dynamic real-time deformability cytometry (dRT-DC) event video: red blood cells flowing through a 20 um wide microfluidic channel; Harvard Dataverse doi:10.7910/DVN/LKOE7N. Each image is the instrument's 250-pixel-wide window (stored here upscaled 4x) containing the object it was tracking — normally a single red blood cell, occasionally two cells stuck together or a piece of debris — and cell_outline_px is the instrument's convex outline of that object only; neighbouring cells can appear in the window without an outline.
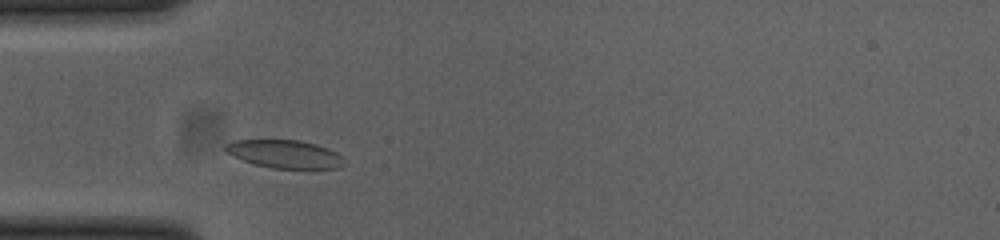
{"species": "common noctule bat (a hibernating species)", "species_latin": "Nyctalus noctula", "temperature_condition": "cold", "stored_images_in_passage": 33, "camera_frame_rate_fps": 3000, "um_per_image_px": 0.085, "animal": {"sex": "female", "body_mass_g": 23.0, "forearm_length_mm": 53.4}, "frame": {"image": 1, "passage_image": 6, "time_ms": 1.667, "image_size_px": [1000, 240], "cell_outline_px": [[340, 168], [272, 168], [256, 164], [232, 156], [224, 148], [228, 144], [236, 140], [300, 140], [316, 144], [328, 148], [336, 152], [340, 156]], "centroid_in_image_um": [24.18, 13.08], "position_along_channel_um": 60.8, "area_um2": 18.9}}
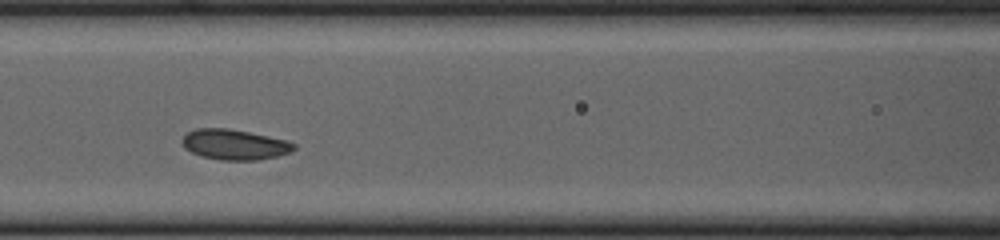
{"frame": {"image": 2, "passage_image": 13, "time_ms": 4.0, "image_size_px": [1000, 240], "cell_outline_px": [[296, 148], [292, 152], [260, 160], [220, 160], [200, 156], [184, 148], [180, 140], [188, 132], [196, 128], [228, 128], [268, 136], [284, 140], [296, 144]], "centroid_in_image_um": [19.91, 12.29], "position_along_channel_um": 146.7, "area_um2": 19.83}}
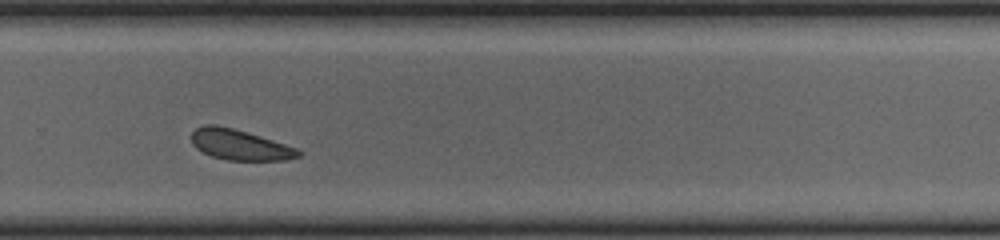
{"frame": {"image": 3, "passage_image": 26, "time_ms": 8.333, "image_size_px": [1000, 240], "cell_outline_px": [[304, 152], [300, 156], [288, 160], [228, 160], [212, 156], [196, 148], [192, 144], [192, 132], [196, 128], [204, 124], [216, 124], [248, 132], [296, 148]], "centroid_in_image_um": [20.38, 12.3], "position_along_channel_um": 309.4, "area_um2": 18.96}, "authors_computed_cell_mechanics": {"area_um2": 19.1896, "velocity_mm_per_s": 3.7642, "shape_relaxation_time_tau1_ms": 0.8269, "shape_relaxation_time_tau2_ms": null, "deformation_change_tau1": 0.0398, "deformation_change_tau2": null}}